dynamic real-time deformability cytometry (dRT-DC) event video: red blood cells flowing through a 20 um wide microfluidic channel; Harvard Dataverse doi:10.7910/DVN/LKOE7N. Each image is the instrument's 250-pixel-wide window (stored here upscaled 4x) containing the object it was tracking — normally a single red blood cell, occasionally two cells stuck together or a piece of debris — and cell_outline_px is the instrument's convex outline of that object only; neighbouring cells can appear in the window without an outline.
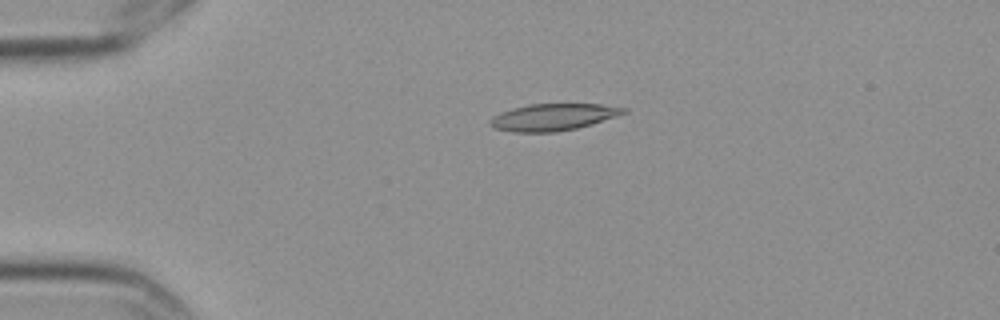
{"species": "Egyptian fruit bat (a non-hibernating species)", "species_latin": "Rousettus aegyptiacus", "temperature_condition": "cold", "stored_images_in_passage": 4, "camera_frame_rate_fps": 3000, "um_per_image_px": 0.085, "frame": {"image": 1, "passage_image": 3, "time_ms": 0.667, "image_size_px": [1000, 320], "cell_outline_px": [[628, 112], [592, 124], [576, 128], [556, 132], [512, 132], [496, 128], [488, 124], [488, 120], [492, 116], [500, 112], [512, 108], [528, 104], [600, 104], [628, 108]], "centroid_in_image_um": [46.99, 9.95], "position_along_channel_um": 38.0, "area_um2": 20.98}}